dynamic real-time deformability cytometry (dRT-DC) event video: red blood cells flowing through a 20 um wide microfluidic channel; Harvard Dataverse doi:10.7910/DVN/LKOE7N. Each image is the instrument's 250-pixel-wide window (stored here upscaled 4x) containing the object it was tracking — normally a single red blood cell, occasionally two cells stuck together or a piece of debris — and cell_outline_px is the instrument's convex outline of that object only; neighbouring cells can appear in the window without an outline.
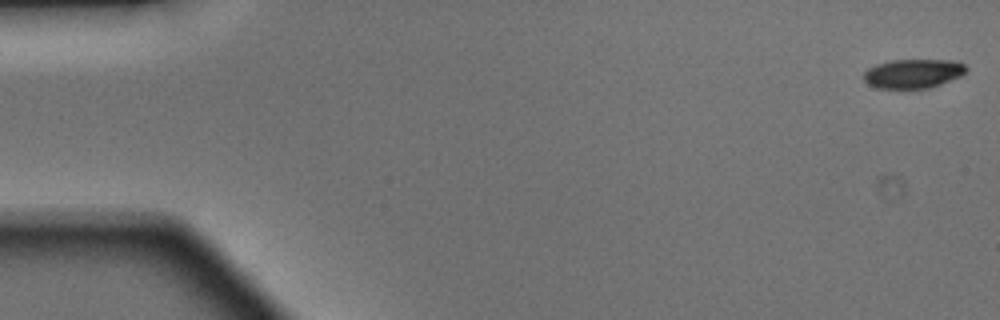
{"species": "Egyptian fruit bat (a non-hibernating species)", "species_latin": "Rousettus aegyptiacus", "temperature_condition": "warm", "stored_images_in_passage": 49, "camera_frame_rate_fps": 3000, "um_per_image_px": 0.085, "animal": {"sex": "male"}, "frame": {"image": 1, "passage_image": 1, "time_ms": 0.0, "image_size_px": [1000, 320], "cell_outline_px": [[968, 68], [960, 76], [940, 84], [928, 88], [876, 88], [868, 84], [864, 80], [864, 72], [868, 68], [876, 64], [892, 60], [956, 60], [964, 64]], "centroid_in_image_um": [77.61, 6.24], "position_along_channel_um": 7.4, "area_um2": 17.34}}
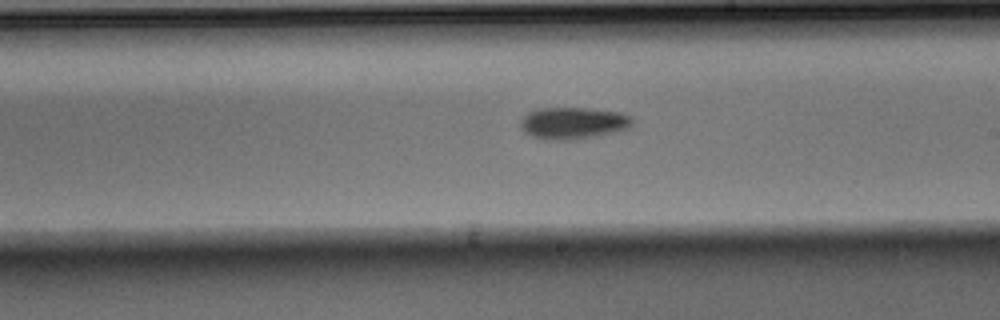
{"frame": {"image": 2, "passage_image": 28, "time_ms": 9.0, "image_size_px": [1000, 320], "cell_outline_px": [[632, 124], [628, 128], [616, 132], [576, 140], [544, 140], [532, 136], [524, 132], [520, 128], [520, 120], [528, 112], [540, 108], [588, 108], [620, 112], [632, 116]], "centroid_in_image_um": [48.7, 10.47], "position_along_channel_um": 240.3, "area_um2": 21.04}}
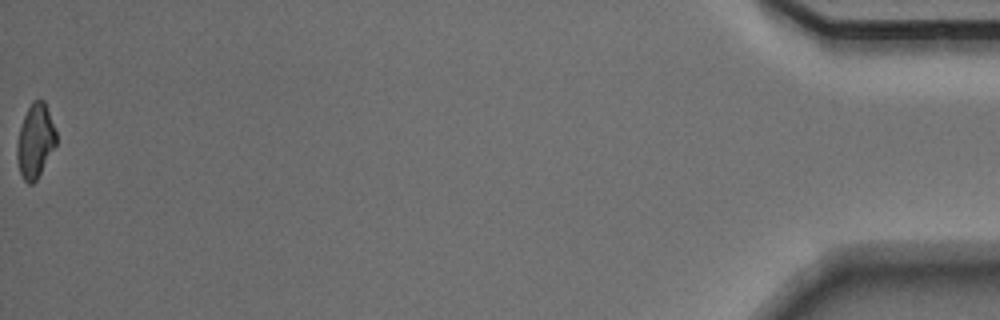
{"frame": {"image": 3, "passage_image": 49, "time_ms": 16.0, "image_size_px": [1000, 320], "cell_outline_px": [[56, 144], [36, 180], [32, 184], [28, 184], [24, 180], [20, 172], [16, 156], [16, 144], [20, 128], [24, 116], [32, 100], [44, 100], [56, 132]], "centroid_in_image_um": [2.98, 11.98], "position_along_channel_um": 432.2, "area_um2": 16.65}, "authors_computed_cell_mechanics": {"area_um2": 18.9006, "velocity_mm_per_s": 4.161, "shape_relaxation_time_tau1_ms": 2.5247, "shape_relaxation_time_tau2_ms": null, "deformation_change_tau1": 0.1321, "deformation_change_tau2": null}}